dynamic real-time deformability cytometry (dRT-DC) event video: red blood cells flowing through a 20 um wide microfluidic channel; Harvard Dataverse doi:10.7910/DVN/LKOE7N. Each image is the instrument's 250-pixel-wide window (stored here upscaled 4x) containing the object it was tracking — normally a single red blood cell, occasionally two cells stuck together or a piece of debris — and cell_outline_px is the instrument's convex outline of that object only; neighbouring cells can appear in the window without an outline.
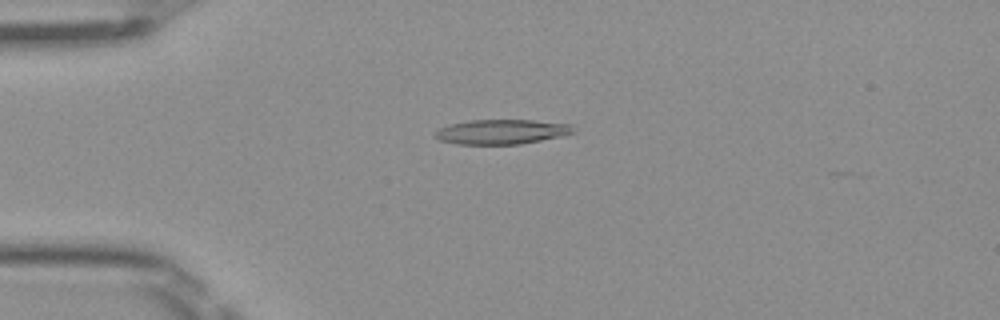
{"species": "Egyptian fruit bat (a non-hibernating species)", "species_latin": "Rousettus aegyptiacus", "temperature_condition": "room temperature", "stored_images_in_passage": 48, "camera_frame_rate_fps": 3000, "um_per_image_px": 0.085, "frame": {"image": 1, "passage_image": 11, "time_ms": 3.333, "image_size_px": [1000, 320], "cell_outline_px": [[576, 132], [564, 136], [520, 144], [456, 144], [440, 140], [432, 136], [432, 132], [448, 124], [468, 120], [532, 120], [572, 124]], "centroid_in_image_um": [42.63, 11.2], "position_along_channel_um": 42.4, "area_um2": 20.23}}
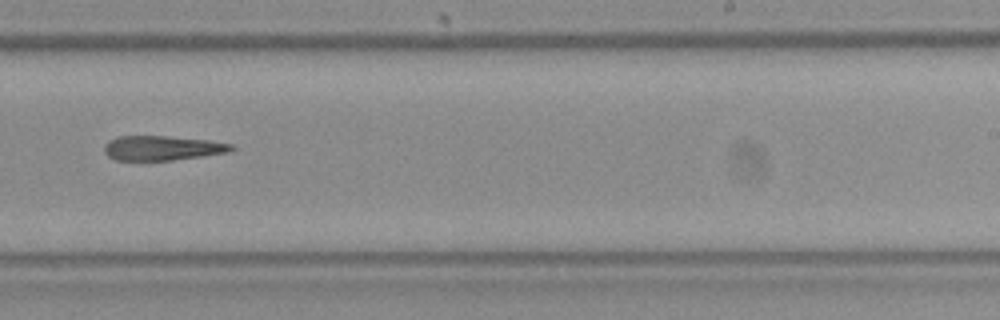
{"frame": {"image": 2, "passage_image": 30, "time_ms": 9.667, "image_size_px": [1000, 320], "cell_outline_px": [[236, 148], [232, 152], [204, 156], [172, 160], [116, 160], [108, 156], [104, 152], [104, 144], [108, 140], [120, 136], [168, 136], [208, 140], [232, 144]], "centroid_in_image_um": [13.82, 12.58], "position_along_channel_um": 275.2, "area_um2": 18.38}}
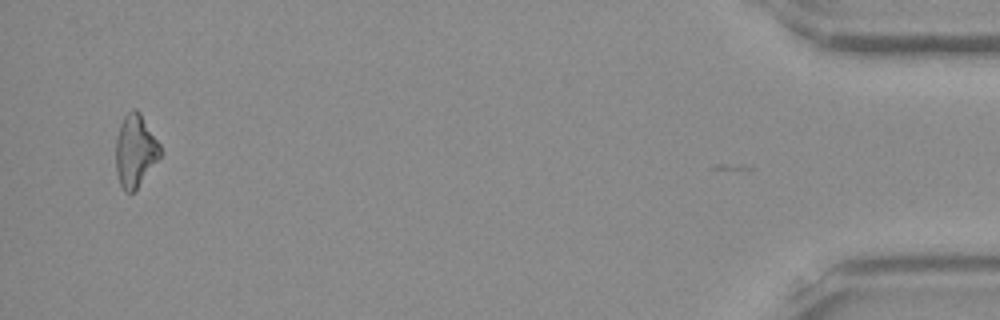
{"frame": {"image": 3, "passage_image": 47, "time_ms": 15.333, "image_size_px": [1000, 320], "cell_outline_px": [[164, 152], [136, 188], [132, 192], [124, 192], [120, 184], [116, 172], [116, 140], [120, 124], [124, 116], [132, 108], [136, 108], [140, 112], [160, 144]], "centroid_in_image_um": [11.5, 12.79], "position_along_channel_um": 423.7, "area_um2": 18.73}}